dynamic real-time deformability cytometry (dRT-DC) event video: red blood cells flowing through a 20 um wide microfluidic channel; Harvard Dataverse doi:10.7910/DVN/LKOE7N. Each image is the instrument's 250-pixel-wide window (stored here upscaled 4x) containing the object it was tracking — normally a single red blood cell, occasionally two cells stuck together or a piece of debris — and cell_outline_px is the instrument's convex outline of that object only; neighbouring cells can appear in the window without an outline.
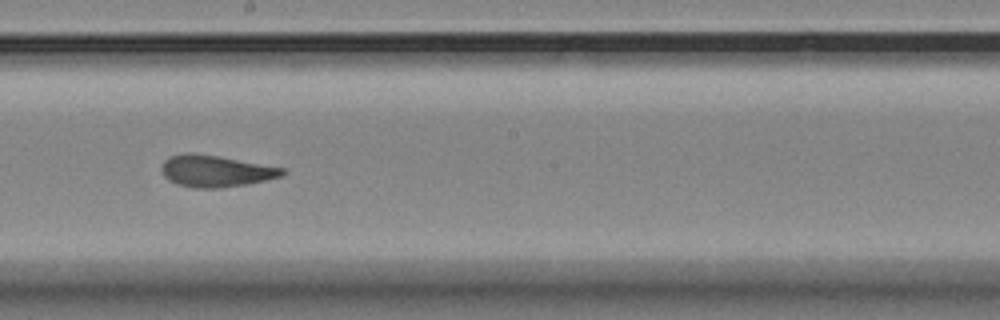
{"species": "Egyptian fruit bat (a non-hibernating species)", "species_latin": "Rousettus aegyptiacus", "temperature_condition": "room temperature", "stored_images_in_passage": 10, "camera_frame_rate_fps": 3000, "um_per_image_px": 0.085, "animal": {"sex": "female"}, "frame": {"image": 1, "passage_image": 9, "time_ms": 2.667, "image_size_px": [1000, 320], "cell_outline_px": [[288, 172], [280, 176], [248, 184], [220, 188], [192, 188], [176, 184], [168, 180], [164, 176], [160, 168], [164, 160], [172, 156], [188, 152], [216, 156], [284, 168]], "centroid_in_image_um": [18.29, 14.55], "position_along_channel_um": 229.9, "area_um2": 22.14}}
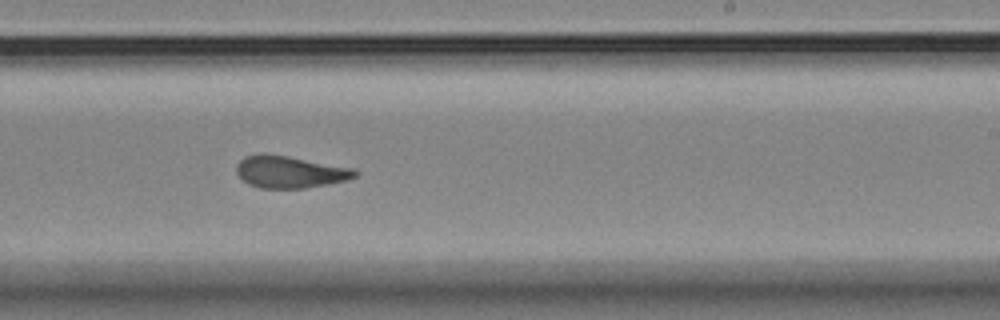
{"frame": {"image": 2, "passage_image": 10, "time_ms": 3.0, "image_size_px": [1000, 320], "cell_outline_px": [[360, 172], [356, 176], [348, 180], [328, 184], [304, 188], [260, 188], [248, 184], [236, 172], [236, 164], [244, 156], [264, 152], [288, 156], [356, 168]], "centroid_in_image_um": [24.66, 14.59], "position_along_channel_um": 264.3, "area_um2": 22.48}}